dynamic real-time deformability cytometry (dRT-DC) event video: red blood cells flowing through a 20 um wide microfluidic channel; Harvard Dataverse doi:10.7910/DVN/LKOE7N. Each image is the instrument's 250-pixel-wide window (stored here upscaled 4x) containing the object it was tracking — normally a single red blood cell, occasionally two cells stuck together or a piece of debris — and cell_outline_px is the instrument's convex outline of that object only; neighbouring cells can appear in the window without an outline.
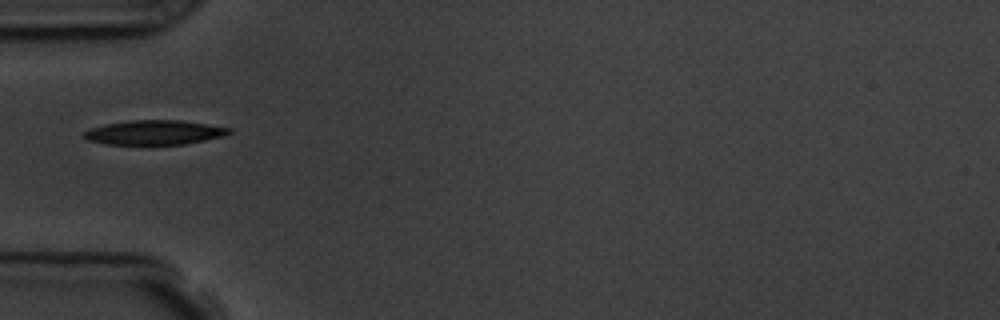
{"species": "common noctule bat (a hibernating species)", "species_latin": "Nyctalus noctula", "temperature_condition": "room temperature", "stored_images_in_passage": 1, "camera_frame_rate_fps": 3000, "um_per_image_px": 0.085, "animal": {"sex": "male", "body_mass_g": 19.5, "forearm_length_mm": 54.6}, "frame": {"image": 1, "passage_image": 1, "time_ms": 0.0, "image_size_px": [1000, 320], "cell_outline_px": [[232, 132], [224, 136], [184, 144], [108, 144], [88, 140], [84, 136], [84, 132], [92, 128], [104, 124], [128, 120], [184, 120], [232, 128]], "centroid_in_image_um": [13.17, 11.24], "position_along_channel_um": 71.8, "area_um2": 20.63}}